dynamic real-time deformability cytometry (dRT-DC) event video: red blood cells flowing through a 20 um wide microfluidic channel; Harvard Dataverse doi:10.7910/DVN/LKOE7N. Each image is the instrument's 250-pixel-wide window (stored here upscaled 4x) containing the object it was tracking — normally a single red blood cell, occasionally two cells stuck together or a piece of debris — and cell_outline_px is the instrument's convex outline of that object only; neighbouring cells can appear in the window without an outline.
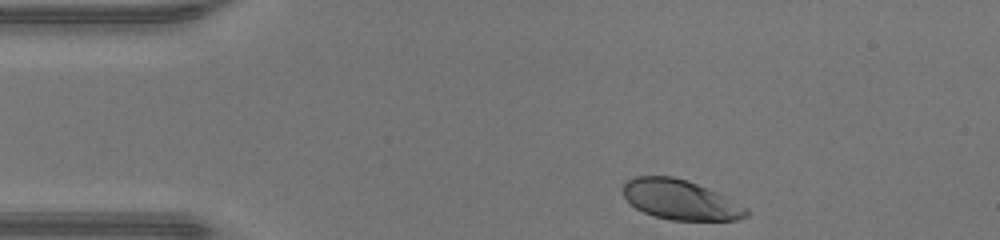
{"species": "human", "species_latin": "Homo sapiens", "temperature_condition": "warm", "stored_images_in_passage": 32, "camera_frame_rate_fps": 3000, "um_per_image_px": 0.085, "donor": {"sex": "male"}, "frame": {"image": 1, "passage_image": 1, "time_ms": 0.0, "image_size_px": [1000, 240], "cell_outline_px": [[748, 216], [736, 220], [672, 220], [656, 216], [644, 212], [636, 208], [624, 196], [620, 188], [628, 180], [636, 176], [672, 176], [688, 180], [720, 192], [748, 208]], "centroid_in_image_um": [57.86, 16.96], "position_along_channel_um": 27.1, "area_um2": 28.84}}
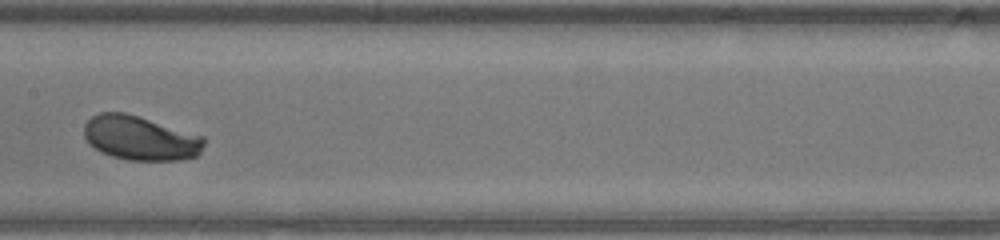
{"frame": {"image": 2, "passage_image": 17, "time_ms": 5.333, "image_size_px": [1000, 240], "cell_outline_px": [[204, 144], [200, 152], [196, 156], [180, 160], [128, 160], [112, 156], [100, 152], [84, 136], [84, 124], [92, 116], [100, 112], [124, 112], [140, 116], [204, 136]], "centroid_in_image_um": [11.93, 11.72], "position_along_channel_um": 195.5, "area_um2": 30.98}}
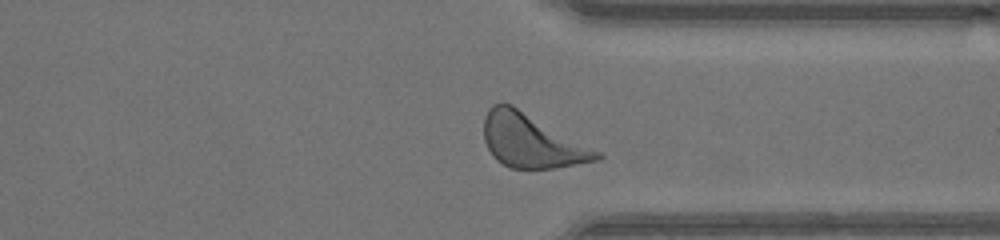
{"frame": {"image": 3, "passage_image": 29, "time_ms": 9.333, "image_size_px": [1000, 240], "cell_outline_px": [[604, 156], [600, 160], [552, 168], [512, 168], [496, 160], [492, 156], [484, 140], [484, 116], [488, 108], [492, 104], [512, 104], [600, 152]], "centroid_in_image_um": [45.15, 11.97], "position_along_channel_um": 366.2, "area_um2": 34.91}, "authors_computed_cell_mechanics": {"area_um2": 30.923, "velocity_mm_per_s": 4.3012, "shape_relaxation_time_tau1_ms": 0.7198, "shape_relaxation_time_tau2_ms": null, "deformation_change_tau1": 0.0826, "deformation_change_tau2": null}}